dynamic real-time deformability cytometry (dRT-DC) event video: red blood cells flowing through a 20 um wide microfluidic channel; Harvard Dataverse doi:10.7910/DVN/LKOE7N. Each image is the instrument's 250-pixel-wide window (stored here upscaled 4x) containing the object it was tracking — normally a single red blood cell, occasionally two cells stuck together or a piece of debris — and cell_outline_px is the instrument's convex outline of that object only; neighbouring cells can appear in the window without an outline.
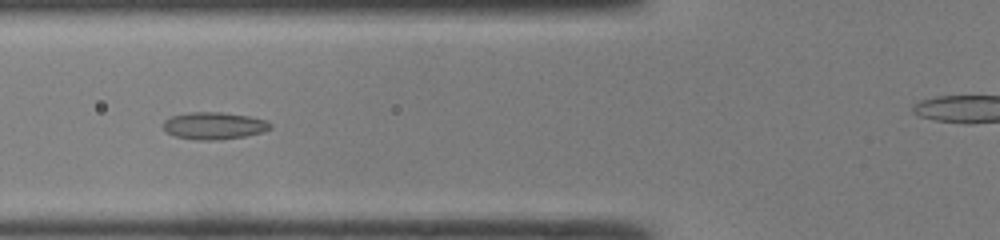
{"species": "common noctule bat (a hibernating species)", "species_latin": "Nyctalus noctula", "temperature_condition": "room temperature", "stored_images_in_passage": 48, "camera_frame_rate_fps": 3000, "um_per_image_px": 0.085, "animal": {"sex": "male", "body_mass_g": 19.0, "forearm_length_mm": 50.8}, "frame": {"image": 1, "passage_image": 18, "time_ms": 5.667, "image_size_px": [1000, 240], "cell_outline_px": [[272, 128], [264, 132], [244, 136], [220, 140], [196, 140], [176, 136], [164, 132], [160, 124], [168, 116], [188, 112], [224, 112], [248, 116], [268, 120], [272, 124]], "centroid_in_image_um": [18.15, 10.68], "position_along_channel_um": 107.7, "area_um2": 17.46}}
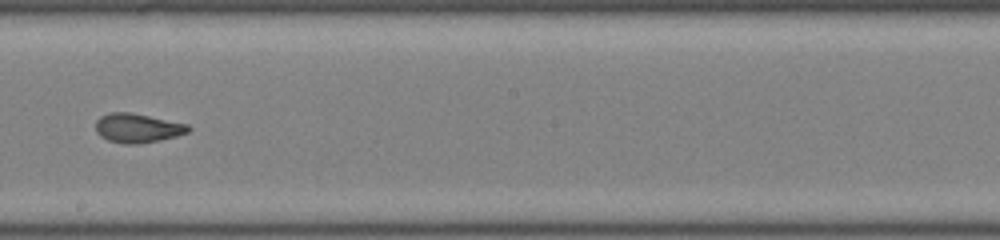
{"frame": {"image": 2, "passage_image": 27, "time_ms": 8.667, "image_size_px": [1000, 240], "cell_outline_px": [[192, 128], [188, 132], [176, 136], [160, 140], [136, 144], [124, 144], [108, 140], [100, 136], [96, 132], [96, 120], [100, 116], [112, 112], [132, 112], [188, 124]], "centroid_in_image_um": [11.69, 10.88], "position_along_channel_um": 236.5, "area_um2": 15.84}}
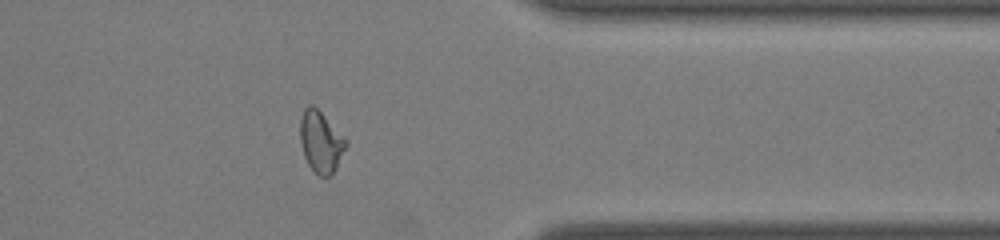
{"frame": {"image": 3, "passage_image": 38, "time_ms": 12.333, "image_size_px": [1000, 240], "cell_outline_px": [[348, 144], [332, 176], [320, 176], [308, 164], [304, 156], [300, 144], [300, 116], [304, 108], [308, 104], [312, 104], [348, 140]], "centroid_in_image_um": [27.26, 12.05], "position_along_channel_um": 384.1, "area_um2": 16.42}, "authors_computed_cell_mechanics": {"area_um2": 16.8487, "velocity_mm_per_s": 4.3002, "shape_relaxation_time_tau1_ms": 10.4273, "shape_relaxation_time_tau2_ms": 1.0551, "deformation_change_tau1": 0.2542, "deformation_change_tau2": 0.0678}}